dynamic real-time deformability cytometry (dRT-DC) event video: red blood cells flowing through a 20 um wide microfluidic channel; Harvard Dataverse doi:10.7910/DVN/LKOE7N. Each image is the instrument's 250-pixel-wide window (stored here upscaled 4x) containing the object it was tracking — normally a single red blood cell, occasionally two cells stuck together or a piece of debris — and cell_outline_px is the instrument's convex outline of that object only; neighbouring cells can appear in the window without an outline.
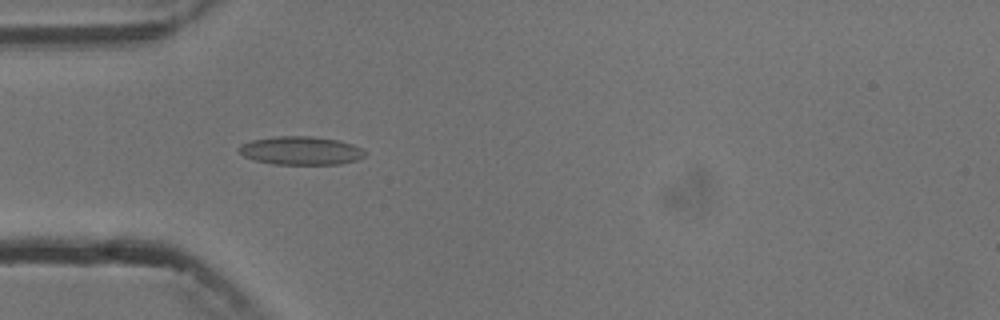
{"species": "common noctule bat (a hibernating species)", "species_latin": "Nyctalus noctula", "temperature_condition": "cold", "stored_images_in_passage": 4, "camera_frame_rate_fps": 3000, "um_per_image_px": 0.085, "animal": {"sex": "male", "body_mass_g": 13.3}, "frame": {"image": 1, "passage_image": 4, "time_ms": 4.333, "image_size_px": [1000, 320], "cell_outline_px": [[364, 156], [360, 160], [340, 164], [272, 164], [256, 160], [244, 156], [240, 152], [240, 144], [252, 140], [272, 136], [312, 136], [340, 140], [364, 148]], "centroid_in_image_um": [25.62, 12.8], "position_along_channel_um": 59.4, "area_um2": 20.98}}